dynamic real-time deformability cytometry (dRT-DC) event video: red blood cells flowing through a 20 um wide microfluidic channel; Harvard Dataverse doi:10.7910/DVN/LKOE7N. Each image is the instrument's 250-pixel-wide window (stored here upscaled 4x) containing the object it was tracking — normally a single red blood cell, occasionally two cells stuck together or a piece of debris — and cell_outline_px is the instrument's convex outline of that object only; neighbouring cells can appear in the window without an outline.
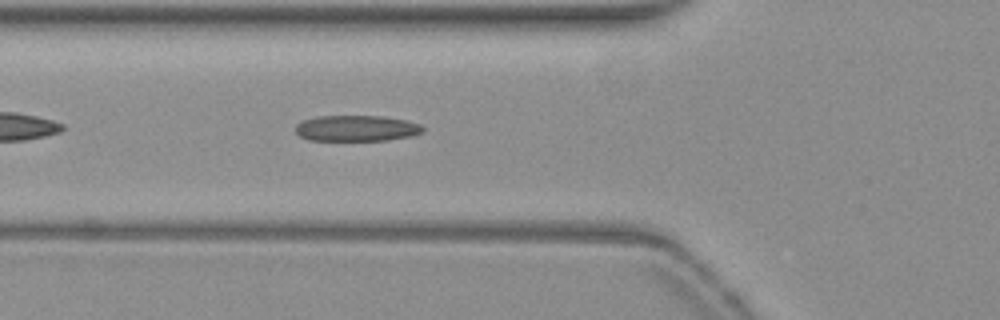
{"species": "common noctule bat (a hibernating species)", "species_latin": "Nyctalus noctula", "temperature_condition": "warm", "stored_images_in_passage": 36, "camera_frame_rate_fps": 3000, "um_per_image_px": 0.085, "animal": {"sex": "female", "body_mass_g": 19.3, "forearm_length_mm": 54.1}, "frame": {"image": 1, "passage_image": 6, "time_ms": 1.667, "image_size_px": [1000, 320], "cell_outline_px": [[424, 132], [412, 136], [388, 140], [308, 140], [300, 136], [296, 132], [296, 124], [304, 120], [316, 116], [380, 116], [404, 120], [420, 124], [424, 128]], "centroid_in_image_um": [30.31, 10.91], "position_along_channel_um": 95.5, "area_um2": 19.19}}
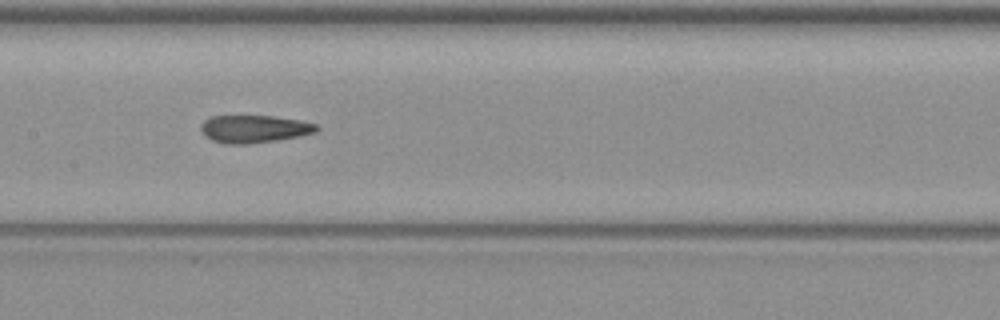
{"frame": {"image": 2, "passage_image": 13, "time_ms": 4.0, "image_size_px": [1000, 320], "cell_outline_px": [[320, 128], [316, 132], [300, 136], [276, 140], [248, 144], [224, 144], [212, 140], [204, 136], [200, 128], [204, 120], [212, 116], [272, 116], [300, 120], [316, 124]], "centroid_in_image_um": [21.6, 10.96], "position_along_channel_um": 185.8, "area_um2": 18.67}}
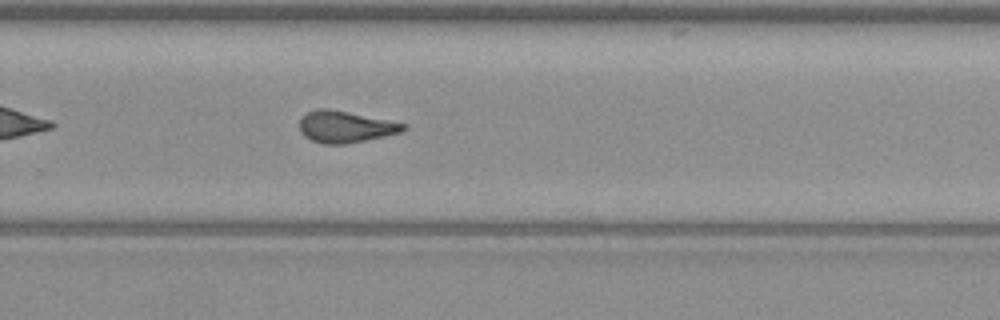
{"frame": {"image": 3, "passage_image": 22, "time_ms": 7.0, "image_size_px": [1000, 320], "cell_outline_px": [[408, 128], [404, 132], [348, 144], [324, 144], [312, 140], [304, 136], [300, 132], [300, 116], [316, 108], [328, 108], [408, 124]], "centroid_in_image_um": [29.37, 10.78], "position_along_channel_um": 300.4, "area_um2": 19.36}}